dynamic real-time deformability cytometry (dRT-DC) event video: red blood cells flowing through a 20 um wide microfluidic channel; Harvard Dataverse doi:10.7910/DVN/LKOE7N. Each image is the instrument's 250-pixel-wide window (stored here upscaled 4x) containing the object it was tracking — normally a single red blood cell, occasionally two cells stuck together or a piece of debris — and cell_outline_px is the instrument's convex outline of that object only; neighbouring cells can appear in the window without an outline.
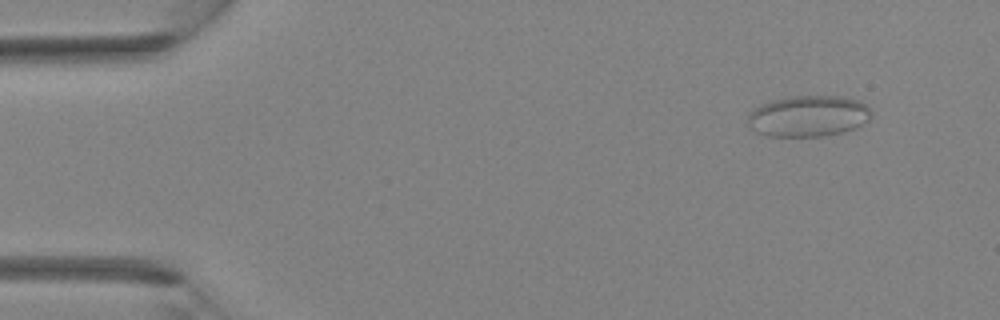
{"species": "Egyptian fruit bat (a non-hibernating species)", "species_latin": "Rousettus aegyptiacus", "temperature_condition": "room temperature", "stored_images_in_passage": 3, "camera_frame_rate_fps": 3000, "um_per_image_px": 0.085, "animal": {"sex": "female"}, "frame": {"image": 1, "passage_image": 1, "time_ms": 0.0, "image_size_px": [1000, 320], "cell_outline_px": [[872, 116], [868, 120], [852, 128], [840, 132], [820, 136], [768, 136], [756, 132], [748, 124], [748, 116], [752, 108], [760, 104], [772, 100], [792, 96], [844, 96], [860, 100], [872, 112]], "centroid_in_image_um": [68.68, 9.85], "position_along_channel_um": 16.3, "area_um2": 29.54}}
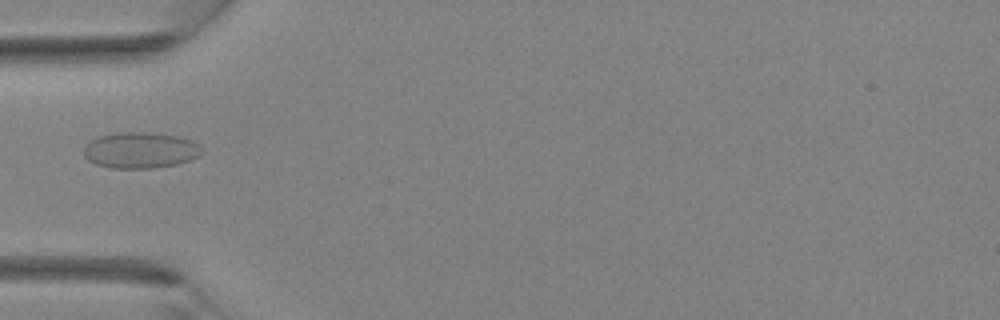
{"frame": {"image": 2, "passage_image": 3, "time_ms": 3.0, "image_size_px": [1000, 320], "cell_outline_px": [[204, 152], [200, 156], [192, 160], [176, 164], [152, 168], [112, 168], [96, 164], [88, 160], [84, 156], [84, 148], [92, 140], [100, 136], [120, 132], [144, 132], [176, 136], [192, 140], [200, 144]], "centroid_in_image_um": [11.99, 12.78], "position_along_channel_um": 73.0, "area_um2": 24.8}}